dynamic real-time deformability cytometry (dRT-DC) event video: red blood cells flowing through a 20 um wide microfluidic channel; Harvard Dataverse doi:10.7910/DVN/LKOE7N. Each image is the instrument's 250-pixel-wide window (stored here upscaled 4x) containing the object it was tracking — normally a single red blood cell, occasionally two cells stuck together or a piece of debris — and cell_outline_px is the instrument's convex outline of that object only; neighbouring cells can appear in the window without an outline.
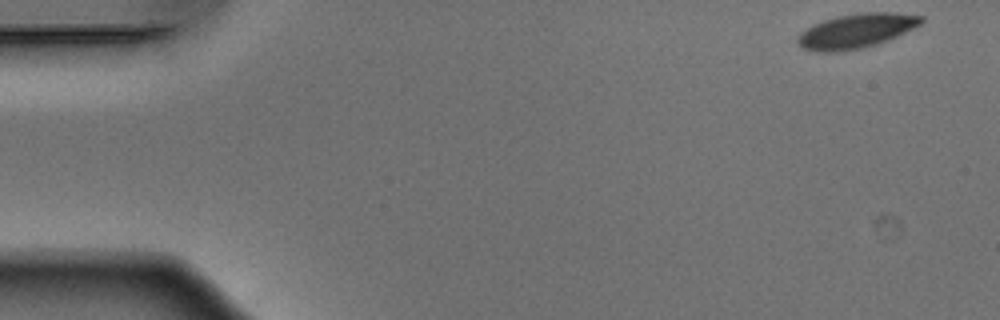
{"species": "Egyptian fruit bat (a non-hibernating species)", "species_latin": "Rousettus aegyptiacus", "temperature_condition": "warm", "stored_images_in_passage": 50, "camera_frame_rate_fps": 3000, "um_per_image_px": 0.085, "animal": {"sex": "male"}, "frame": {"image": 1, "passage_image": 1, "time_ms": 0.0, "image_size_px": [1000, 320], "cell_outline_px": [[924, 20], [920, 24], [888, 40], [876, 44], [860, 48], [840, 52], [812, 52], [796, 44], [796, 40], [800, 32], [812, 24], [824, 20], [840, 16], [864, 12], [892, 12], [924, 16]], "centroid_in_image_um": [72.73, 2.64], "position_along_channel_um": 12.3, "area_um2": 24.74}}
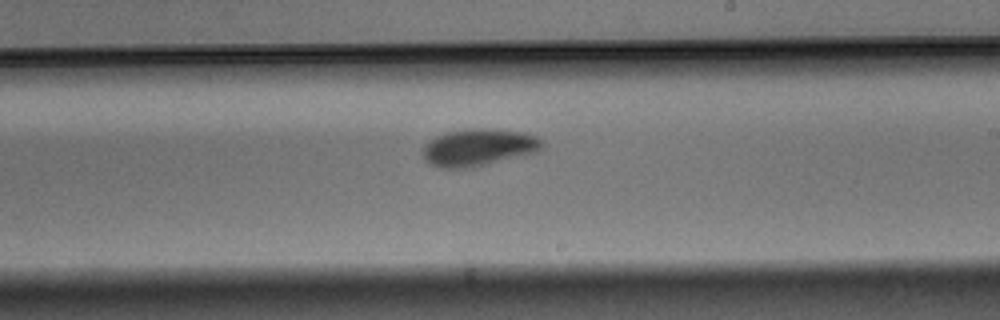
{"frame": {"image": 2, "passage_image": 29, "time_ms": 9.333, "image_size_px": [1000, 320], "cell_outline_px": [[544, 148], [540, 152], [472, 168], [440, 168], [428, 164], [424, 160], [420, 152], [424, 144], [428, 140], [436, 136], [448, 132], [468, 128], [484, 128], [528, 132], [544, 140]], "centroid_in_image_um": [40.7, 12.53], "position_along_channel_um": 248.3, "area_um2": 26.76}}
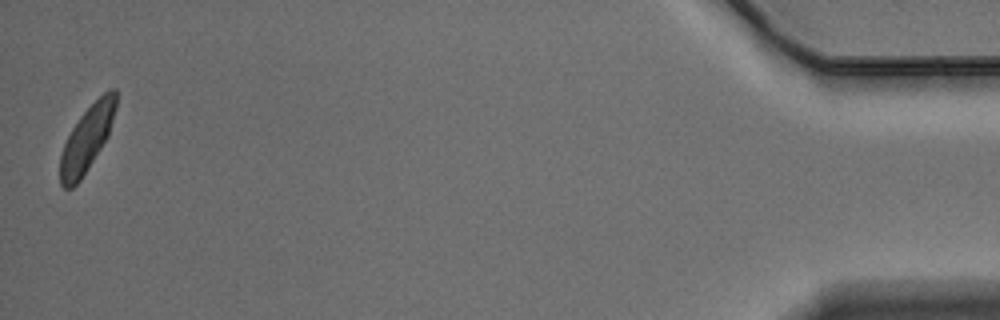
{"frame": {"image": 3, "passage_image": 50, "time_ms": 16.333, "image_size_px": [1000, 320], "cell_outline_px": [[116, 108], [108, 136], [80, 180], [72, 188], [64, 188], [60, 184], [60, 156], [64, 144], [72, 128], [80, 116], [108, 88], [116, 88]], "centroid_in_image_um": [7.39, 11.78], "position_along_channel_um": 427.8, "area_um2": 20.92}, "authors_computed_cell_mechanics": {"area_um2": 24.8251, "velocity_mm_per_s": 3.86, "shape_relaxation_time_tau1_ms": 2.8699, "shape_relaxation_time_tau2_ms": 2.7103, "deformation_change_tau1": 0.1282, "deformation_change_tau2": 0.0605}}